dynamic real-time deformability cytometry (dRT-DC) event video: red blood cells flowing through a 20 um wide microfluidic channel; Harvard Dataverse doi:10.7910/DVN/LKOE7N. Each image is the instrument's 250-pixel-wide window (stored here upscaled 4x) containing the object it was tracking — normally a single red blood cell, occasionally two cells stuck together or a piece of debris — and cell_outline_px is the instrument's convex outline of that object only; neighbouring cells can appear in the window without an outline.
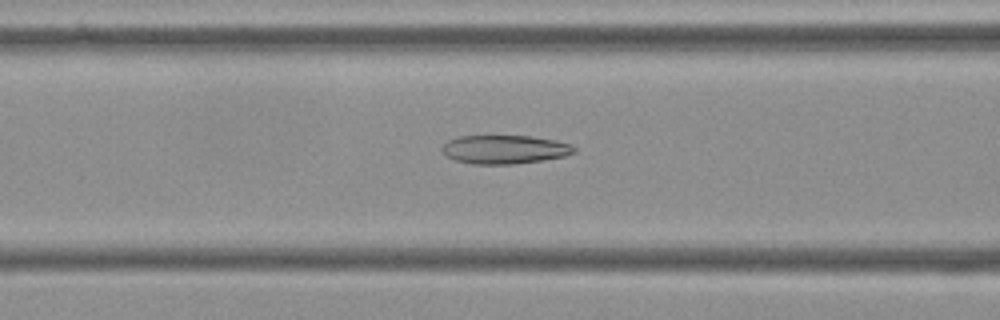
{"species": "Egyptian fruit bat (a non-hibernating species)", "species_latin": "Rousettus aegyptiacus", "temperature_condition": "cold", "stored_images_in_passage": 55, "camera_frame_rate_fps": 3000, "um_per_image_px": 0.085, "frame": {"image": 1, "passage_image": 22, "time_ms": 7.0, "image_size_px": [1000, 320], "cell_outline_px": [[576, 152], [564, 156], [540, 160], [512, 164], [472, 164], [456, 160], [444, 156], [440, 148], [448, 140], [460, 136], [528, 136], [556, 140], [568, 144], [576, 148]], "centroid_in_image_um": [42.84, 12.7], "position_along_channel_um": 123.8, "area_um2": 21.96}}
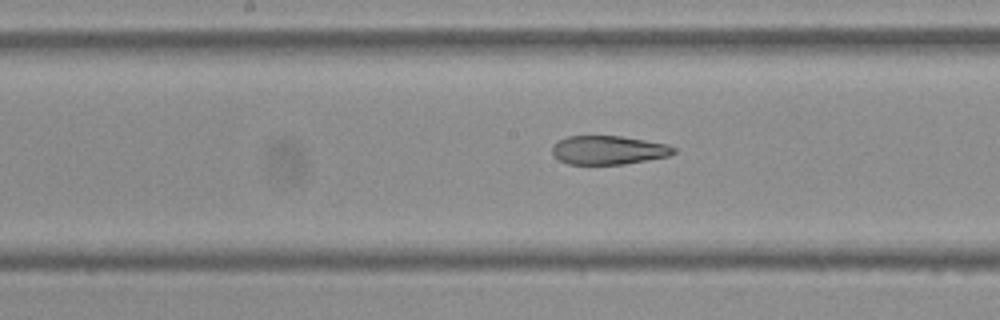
{"frame": {"image": 2, "passage_image": 28, "time_ms": 9.0, "image_size_px": [1000, 320], "cell_outline_px": [[676, 152], [668, 156], [624, 164], [568, 164], [552, 156], [552, 144], [568, 136], [620, 136], [668, 144], [676, 148]], "centroid_in_image_um": [51.7, 12.76], "position_along_channel_um": 196.5, "area_um2": 20.35}}
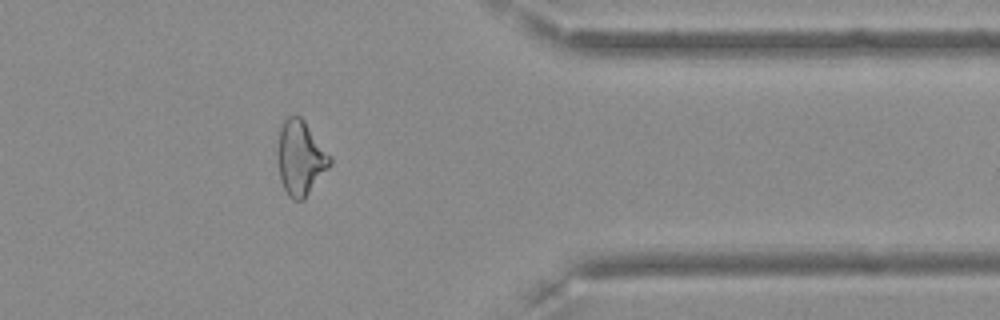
{"frame": {"image": 3, "passage_image": 45, "time_ms": 14.667, "image_size_px": [1000, 320], "cell_outline_px": [[332, 164], [304, 200], [292, 200], [288, 196], [280, 180], [276, 156], [276, 152], [280, 128], [284, 120], [288, 116], [300, 116], [304, 120], [332, 156]], "centroid_in_image_um": [25.54, 13.43], "position_along_channel_um": 385.9, "area_um2": 23.18}, "authors_computed_cell_mechanics": {"area_um2": 23.2934, "velocity_mm_per_s": 3.6259, "shape_relaxation_time_tau1_ms": null, "shape_relaxation_time_tau2_ms": 3.3415, "deformation_change_tau1": null, "deformation_change_tau2": 0.1181}}